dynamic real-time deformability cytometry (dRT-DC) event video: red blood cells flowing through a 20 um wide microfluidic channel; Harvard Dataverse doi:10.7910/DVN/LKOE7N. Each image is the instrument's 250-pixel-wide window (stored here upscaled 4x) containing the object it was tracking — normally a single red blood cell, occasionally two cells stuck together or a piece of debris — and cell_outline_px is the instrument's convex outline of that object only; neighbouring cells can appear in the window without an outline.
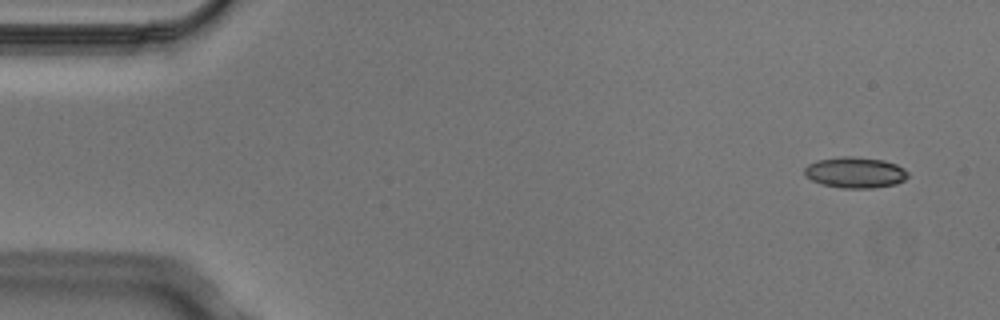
{"species": "Egyptian fruit bat (a non-hibernating species)", "species_latin": "Rousettus aegyptiacus", "temperature_condition": "cold", "stored_images_in_passage": 5, "camera_frame_rate_fps": 3000, "um_per_image_px": 0.085, "animal": {"sex": "male"}, "frame": {"image": 1, "passage_image": 1, "time_ms": 0.0, "image_size_px": [1000, 320], "cell_outline_px": [[908, 176], [904, 180], [896, 184], [872, 188], [840, 188], [824, 184], [812, 180], [804, 176], [804, 168], [808, 164], [816, 160], [844, 156], [852, 156], [884, 160], [896, 164], [904, 168], [908, 172]], "centroid_in_image_um": [72.69, 14.66], "position_along_channel_um": 12.3, "area_um2": 18.73}}
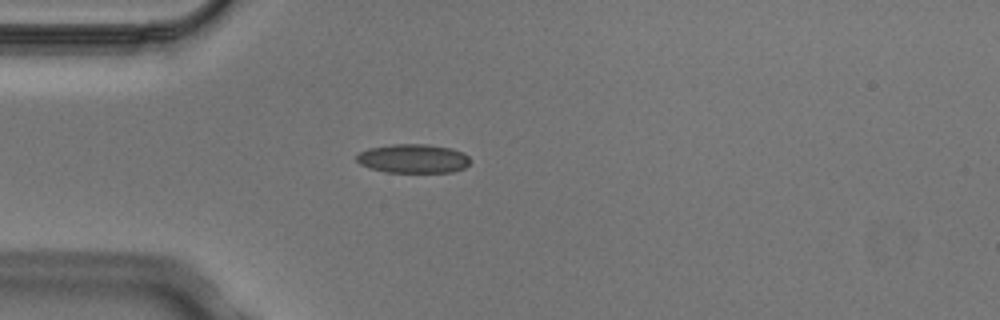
{"frame": {"image": 2, "passage_image": 4, "time_ms": 1.0, "image_size_px": [1000, 320], "cell_outline_px": [[468, 164], [464, 168], [452, 172], [388, 172], [372, 168], [360, 164], [356, 160], [356, 156], [360, 152], [368, 148], [392, 144], [424, 144], [452, 148], [464, 152], [468, 156]], "centroid_in_image_um": [35.12, 13.47], "position_along_channel_um": 49.9, "area_um2": 19.07}}